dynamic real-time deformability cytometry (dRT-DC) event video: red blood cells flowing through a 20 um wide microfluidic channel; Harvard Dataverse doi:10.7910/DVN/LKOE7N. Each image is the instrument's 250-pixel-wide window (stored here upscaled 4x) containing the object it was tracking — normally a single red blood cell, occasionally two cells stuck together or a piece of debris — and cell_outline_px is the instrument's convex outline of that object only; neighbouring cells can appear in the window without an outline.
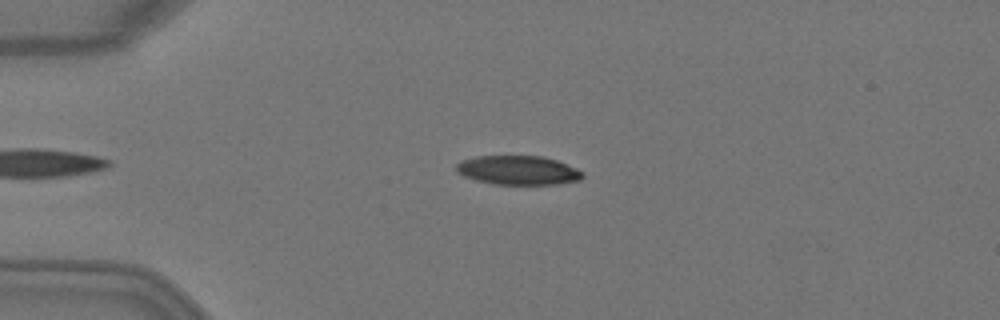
{"species": "Egyptian fruit bat (a non-hibernating species)", "species_latin": "Rousettus aegyptiacus", "temperature_condition": "warm", "stored_images_in_passage": 3, "camera_frame_rate_fps": 3000, "um_per_image_px": 0.085, "animal": {"sex": "female"}, "frame": {"image": 1, "passage_image": 1, "time_ms": 0.0, "image_size_px": [1000, 320], "cell_outline_px": [[584, 176], [580, 180], [560, 184], [492, 184], [476, 180], [464, 176], [456, 172], [456, 164], [460, 160], [476, 156], [544, 156], [556, 160], [576, 168], [584, 172]], "centroid_in_image_um": [44.03, 14.47], "position_along_channel_um": 41.0, "area_um2": 21.56}}
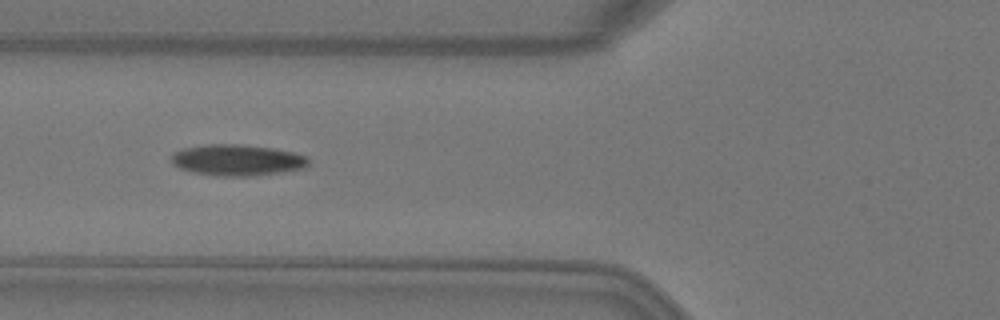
{"frame": {"image": 2, "passage_image": 3, "time_ms": 0.667, "image_size_px": [1000, 320], "cell_outline_px": [[308, 168], [284, 172], [252, 176], [216, 176], [192, 172], [180, 168], [172, 164], [172, 156], [176, 152], [184, 148], [204, 144], [240, 144], [272, 148], [292, 152], [308, 156]], "centroid_in_image_um": [20.2, 13.61], "position_along_channel_um": 105.6, "area_um2": 25.09}}